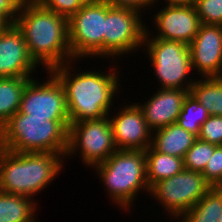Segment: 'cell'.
Listing matches in <instances>:
<instances>
[{"instance_id": "cell-1", "label": "cell", "mask_w": 222, "mask_h": 222, "mask_svg": "<svg viewBox=\"0 0 222 222\" xmlns=\"http://www.w3.org/2000/svg\"><path fill=\"white\" fill-rule=\"evenodd\" d=\"M16 26L22 31L31 58L51 71L73 60L68 40V18L43 5L20 6ZM69 59V60H68Z\"/></svg>"}, {"instance_id": "cell-2", "label": "cell", "mask_w": 222, "mask_h": 222, "mask_svg": "<svg viewBox=\"0 0 222 222\" xmlns=\"http://www.w3.org/2000/svg\"><path fill=\"white\" fill-rule=\"evenodd\" d=\"M71 62L51 70L64 87L70 124L108 116L113 97L120 90L119 71L111 68L109 73L91 70L72 74Z\"/></svg>"}, {"instance_id": "cell-3", "label": "cell", "mask_w": 222, "mask_h": 222, "mask_svg": "<svg viewBox=\"0 0 222 222\" xmlns=\"http://www.w3.org/2000/svg\"><path fill=\"white\" fill-rule=\"evenodd\" d=\"M49 152H11L0 148V191L32 197L63 169L65 157Z\"/></svg>"}, {"instance_id": "cell-4", "label": "cell", "mask_w": 222, "mask_h": 222, "mask_svg": "<svg viewBox=\"0 0 222 222\" xmlns=\"http://www.w3.org/2000/svg\"><path fill=\"white\" fill-rule=\"evenodd\" d=\"M69 125V120H47L18 111L0 128V148L11 152H49L64 157Z\"/></svg>"}, {"instance_id": "cell-5", "label": "cell", "mask_w": 222, "mask_h": 222, "mask_svg": "<svg viewBox=\"0 0 222 222\" xmlns=\"http://www.w3.org/2000/svg\"><path fill=\"white\" fill-rule=\"evenodd\" d=\"M109 197L121 209H129L139 190L150 188L146 179V158L143 150L118 149L103 163L94 166ZM107 186V187H106Z\"/></svg>"}, {"instance_id": "cell-6", "label": "cell", "mask_w": 222, "mask_h": 222, "mask_svg": "<svg viewBox=\"0 0 222 222\" xmlns=\"http://www.w3.org/2000/svg\"><path fill=\"white\" fill-rule=\"evenodd\" d=\"M149 33V30L146 31L143 44H146L149 60L156 73L154 75L162 85L160 87L190 90L195 81L186 78L193 69L189 46L179 41L149 38Z\"/></svg>"}, {"instance_id": "cell-7", "label": "cell", "mask_w": 222, "mask_h": 222, "mask_svg": "<svg viewBox=\"0 0 222 222\" xmlns=\"http://www.w3.org/2000/svg\"><path fill=\"white\" fill-rule=\"evenodd\" d=\"M107 1L88 0L68 18V40L72 58H103Z\"/></svg>"}, {"instance_id": "cell-8", "label": "cell", "mask_w": 222, "mask_h": 222, "mask_svg": "<svg viewBox=\"0 0 222 222\" xmlns=\"http://www.w3.org/2000/svg\"><path fill=\"white\" fill-rule=\"evenodd\" d=\"M80 150L82 162L94 166L103 163L117 149L109 115L101 119L74 122L68 129V148L65 156Z\"/></svg>"}, {"instance_id": "cell-9", "label": "cell", "mask_w": 222, "mask_h": 222, "mask_svg": "<svg viewBox=\"0 0 222 222\" xmlns=\"http://www.w3.org/2000/svg\"><path fill=\"white\" fill-rule=\"evenodd\" d=\"M141 11L130 7L112 6L107 2L105 33L103 38V57L112 58L129 54L144 45L145 24ZM129 52V53H128Z\"/></svg>"}, {"instance_id": "cell-10", "label": "cell", "mask_w": 222, "mask_h": 222, "mask_svg": "<svg viewBox=\"0 0 222 222\" xmlns=\"http://www.w3.org/2000/svg\"><path fill=\"white\" fill-rule=\"evenodd\" d=\"M210 189L211 186L205 181L202 173L184 169L170 178L157 182L149 194L160 201L165 211L179 219Z\"/></svg>"}, {"instance_id": "cell-11", "label": "cell", "mask_w": 222, "mask_h": 222, "mask_svg": "<svg viewBox=\"0 0 222 222\" xmlns=\"http://www.w3.org/2000/svg\"><path fill=\"white\" fill-rule=\"evenodd\" d=\"M47 73V82L41 84L34 78L27 82L19 111L30 117L69 120L64 87L51 71Z\"/></svg>"}, {"instance_id": "cell-12", "label": "cell", "mask_w": 222, "mask_h": 222, "mask_svg": "<svg viewBox=\"0 0 222 222\" xmlns=\"http://www.w3.org/2000/svg\"><path fill=\"white\" fill-rule=\"evenodd\" d=\"M192 68L203 78L222 77V25L201 23L188 45Z\"/></svg>"}, {"instance_id": "cell-13", "label": "cell", "mask_w": 222, "mask_h": 222, "mask_svg": "<svg viewBox=\"0 0 222 222\" xmlns=\"http://www.w3.org/2000/svg\"><path fill=\"white\" fill-rule=\"evenodd\" d=\"M37 64L31 58L16 24L0 26V77H33Z\"/></svg>"}, {"instance_id": "cell-14", "label": "cell", "mask_w": 222, "mask_h": 222, "mask_svg": "<svg viewBox=\"0 0 222 222\" xmlns=\"http://www.w3.org/2000/svg\"><path fill=\"white\" fill-rule=\"evenodd\" d=\"M120 109L117 116L112 118L109 115L117 149L145 151L152 144L153 134L142 109L134 103Z\"/></svg>"}, {"instance_id": "cell-15", "label": "cell", "mask_w": 222, "mask_h": 222, "mask_svg": "<svg viewBox=\"0 0 222 222\" xmlns=\"http://www.w3.org/2000/svg\"><path fill=\"white\" fill-rule=\"evenodd\" d=\"M157 35L170 41H179L189 45L195 38L201 25L193 4L186 6H165L154 15Z\"/></svg>"}, {"instance_id": "cell-16", "label": "cell", "mask_w": 222, "mask_h": 222, "mask_svg": "<svg viewBox=\"0 0 222 222\" xmlns=\"http://www.w3.org/2000/svg\"><path fill=\"white\" fill-rule=\"evenodd\" d=\"M189 91L160 88L145 104L137 103L142 109L147 125L152 132L177 122Z\"/></svg>"}, {"instance_id": "cell-17", "label": "cell", "mask_w": 222, "mask_h": 222, "mask_svg": "<svg viewBox=\"0 0 222 222\" xmlns=\"http://www.w3.org/2000/svg\"><path fill=\"white\" fill-rule=\"evenodd\" d=\"M151 146L160 153L184 158L197 136L182 128L177 122L152 132Z\"/></svg>"}, {"instance_id": "cell-18", "label": "cell", "mask_w": 222, "mask_h": 222, "mask_svg": "<svg viewBox=\"0 0 222 222\" xmlns=\"http://www.w3.org/2000/svg\"><path fill=\"white\" fill-rule=\"evenodd\" d=\"M144 152L146 179L150 189L157 182L170 178L184 170V162L181 157L160 153L151 145Z\"/></svg>"}, {"instance_id": "cell-19", "label": "cell", "mask_w": 222, "mask_h": 222, "mask_svg": "<svg viewBox=\"0 0 222 222\" xmlns=\"http://www.w3.org/2000/svg\"><path fill=\"white\" fill-rule=\"evenodd\" d=\"M33 199L0 191V222H37Z\"/></svg>"}, {"instance_id": "cell-20", "label": "cell", "mask_w": 222, "mask_h": 222, "mask_svg": "<svg viewBox=\"0 0 222 222\" xmlns=\"http://www.w3.org/2000/svg\"><path fill=\"white\" fill-rule=\"evenodd\" d=\"M32 77H0V128L20 109L27 82Z\"/></svg>"}, {"instance_id": "cell-21", "label": "cell", "mask_w": 222, "mask_h": 222, "mask_svg": "<svg viewBox=\"0 0 222 222\" xmlns=\"http://www.w3.org/2000/svg\"><path fill=\"white\" fill-rule=\"evenodd\" d=\"M222 212V187L211 189L180 218V222H218Z\"/></svg>"}, {"instance_id": "cell-22", "label": "cell", "mask_w": 222, "mask_h": 222, "mask_svg": "<svg viewBox=\"0 0 222 222\" xmlns=\"http://www.w3.org/2000/svg\"><path fill=\"white\" fill-rule=\"evenodd\" d=\"M204 79L195 81L189 92L206 108L209 115L222 116V77Z\"/></svg>"}, {"instance_id": "cell-23", "label": "cell", "mask_w": 222, "mask_h": 222, "mask_svg": "<svg viewBox=\"0 0 222 222\" xmlns=\"http://www.w3.org/2000/svg\"><path fill=\"white\" fill-rule=\"evenodd\" d=\"M209 113L189 92L182 105L177 123L192 134L198 136L200 126L208 119Z\"/></svg>"}, {"instance_id": "cell-24", "label": "cell", "mask_w": 222, "mask_h": 222, "mask_svg": "<svg viewBox=\"0 0 222 222\" xmlns=\"http://www.w3.org/2000/svg\"><path fill=\"white\" fill-rule=\"evenodd\" d=\"M217 146L197 138L183 158L184 169L203 173Z\"/></svg>"}, {"instance_id": "cell-25", "label": "cell", "mask_w": 222, "mask_h": 222, "mask_svg": "<svg viewBox=\"0 0 222 222\" xmlns=\"http://www.w3.org/2000/svg\"><path fill=\"white\" fill-rule=\"evenodd\" d=\"M193 5L201 23L222 25V0H195Z\"/></svg>"}, {"instance_id": "cell-26", "label": "cell", "mask_w": 222, "mask_h": 222, "mask_svg": "<svg viewBox=\"0 0 222 222\" xmlns=\"http://www.w3.org/2000/svg\"><path fill=\"white\" fill-rule=\"evenodd\" d=\"M202 174L211 187H222V145L215 148Z\"/></svg>"}, {"instance_id": "cell-27", "label": "cell", "mask_w": 222, "mask_h": 222, "mask_svg": "<svg viewBox=\"0 0 222 222\" xmlns=\"http://www.w3.org/2000/svg\"><path fill=\"white\" fill-rule=\"evenodd\" d=\"M197 138L215 145H222V116L210 115L200 126Z\"/></svg>"}, {"instance_id": "cell-28", "label": "cell", "mask_w": 222, "mask_h": 222, "mask_svg": "<svg viewBox=\"0 0 222 222\" xmlns=\"http://www.w3.org/2000/svg\"><path fill=\"white\" fill-rule=\"evenodd\" d=\"M88 0H41L40 4L56 14L69 18L76 13Z\"/></svg>"}, {"instance_id": "cell-29", "label": "cell", "mask_w": 222, "mask_h": 222, "mask_svg": "<svg viewBox=\"0 0 222 222\" xmlns=\"http://www.w3.org/2000/svg\"><path fill=\"white\" fill-rule=\"evenodd\" d=\"M19 8L15 0H0V24H15Z\"/></svg>"}, {"instance_id": "cell-30", "label": "cell", "mask_w": 222, "mask_h": 222, "mask_svg": "<svg viewBox=\"0 0 222 222\" xmlns=\"http://www.w3.org/2000/svg\"><path fill=\"white\" fill-rule=\"evenodd\" d=\"M110 3L112 6H120V7H130L133 9H137L141 11L143 8H147V6H153L155 0H105Z\"/></svg>"}, {"instance_id": "cell-31", "label": "cell", "mask_w": 222, "mask_h": 222, "mask_svg": "<svg viewBox=\"0 0 222 222\" xmlns=\"http://www.w3.org/2000/svg\"><path fill=\"white\" fill-rule=\"evenodd\" d=\"M166 2H168V6H186V5H190V4H194L195 0H165ZM155 2H158L155 0Z\"/></svg>"}, {"instance_id": "cell-32", "label": "cell", "mask_w": 222, "mask_h": 222, "mask_svg": "<svg viewBox=\"0 0 222 222\" xmlns=\"http://www.w3.org/2000/svg\"><path fill=\"white\" fill-rule=\"evenodd\" d=\"M19 6L39 4L41 0H15Z\"/></svg>"}, {"instance_id": "cell-33", "label": "cell", "mask_w": 222, "mask_h": 222, "mask_svg": "<svg viewBox=\"0 0 222 222\" xmlns=\"http://www.w3.org/2000/svg\"><path fill=\"white\" fill-rule=\"evenodd\" d=\"M218 222H222V212H221V214H220V217H219V219H218Z\"/></svg>"}]
</instances>
